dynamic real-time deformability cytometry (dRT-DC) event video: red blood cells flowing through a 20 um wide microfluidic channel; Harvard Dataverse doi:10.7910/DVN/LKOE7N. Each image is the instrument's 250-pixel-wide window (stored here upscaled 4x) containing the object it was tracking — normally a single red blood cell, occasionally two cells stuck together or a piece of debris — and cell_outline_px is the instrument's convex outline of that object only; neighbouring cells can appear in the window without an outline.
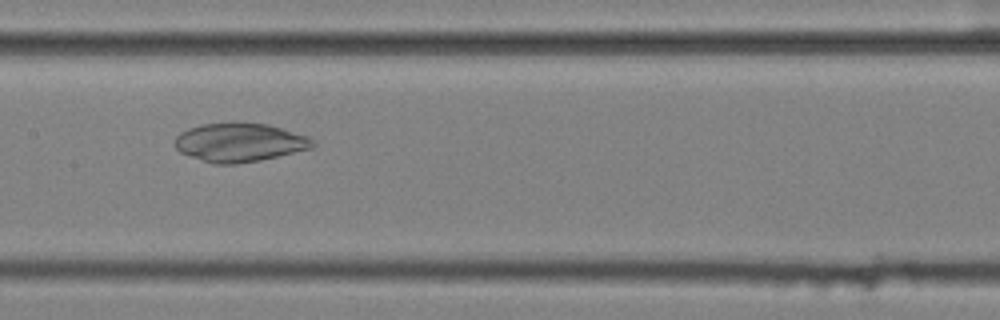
{"species": "common noctule bat (a hibernating species)", "species_latin": "Nyctalus noctula", "temperature_condition": "cold", "stored_images_in_passage": 52, "camera_frame_rate_fps": 3000, "um_per_image_px": 0.085, "animal": {"sex": "female", "body_mass_g": 25.1}, "frame": {"image": 1, "passage_image": 24, "time_ms": 7.667, "image_size_px": [1000, 320], "cell_outline_px": [[316, 144], [312, 148], [260, 160], [236, 164], [212, 164], [180, 152], [172, 144], [176, 136], [180, 132], [188, 128], [200, 124], [236, 120], [268, 124], [308, 136], [316, 140]], "centroid_in_image_um": [20.34, 12.07], "position_along_channel_um": 187.1, "area_um2": 31.85}}
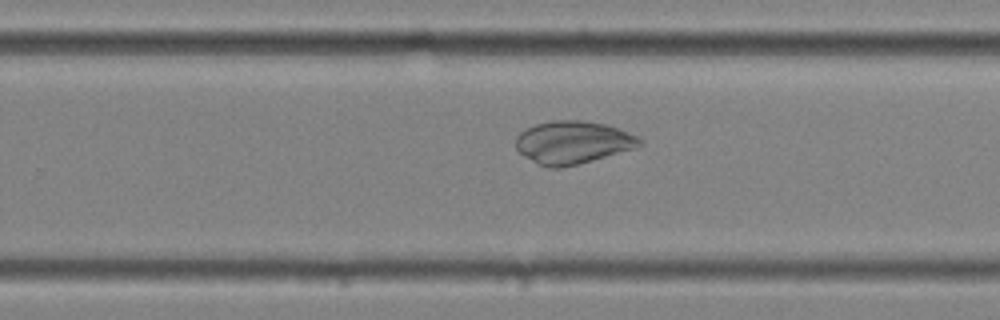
{"frame": {"image": 2, "passage_image": 32, "time_ms": 10.333, "image_size_px": [1000, 320], "cell_outline_px": [[644, 144], [636, 148], [592, 160], [560, 168], [548, 168], [536, 164], [524, 156], [516, 148], [516, 136], [520, 132], [536, 124], [552, 120], [580, 120], [604, 124], [620, 128], [640, 136]], "centroid_in_image_um": [48.71, 12.1], "position_along_channel_um": 281.1, "area_um2": 31.04}}
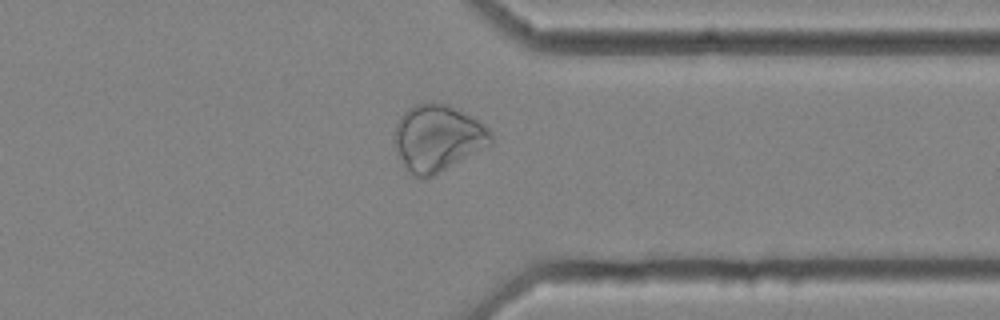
{"frame": {"image": 3, "passage_image": 40, "time_ms": 13.0, "image_size_px": [1000, 320], "cell_outline_px": [[492, 144], [432, 176], [412, 176], [404, 168], [396, 152], [392, 140], [396, 124], [400, 116], [408, 108], [416, 104], [436, 100], [448, 104], [484, 124], [492, 132]], "centroid_in_image_um": [37.16, 11.71], "position_along_channel_um": 374.2, "area_um2": 37.69}}